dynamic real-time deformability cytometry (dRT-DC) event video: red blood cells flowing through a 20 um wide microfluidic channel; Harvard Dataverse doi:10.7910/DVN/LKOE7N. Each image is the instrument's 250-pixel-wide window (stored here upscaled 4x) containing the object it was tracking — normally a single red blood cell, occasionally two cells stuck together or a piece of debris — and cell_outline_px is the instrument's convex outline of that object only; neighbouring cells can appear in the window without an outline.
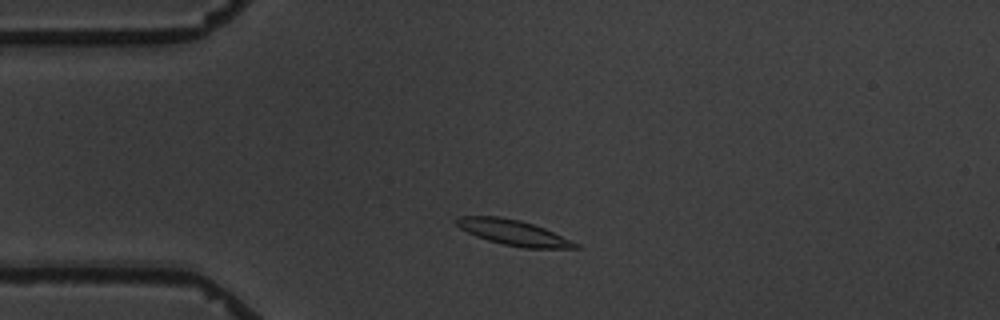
{"species": "common noctule bat (a hibernating species)", "species_latin": "Nyctalus noctula", "temperature_condition": "warm", "stored_images_in_passage": 3, "camera_frame_rate_fps": 3000, "um_per_image_px": 0.085, "animal": {"sex": "male", "body_mass_g": 19.5, "forearm_length_mm": 54.6}, "frame": {"image": 1, "passage_image": 2, "time_ms": 1.333, "image_size_px": [1000, 320], "cell_outline_px": [[580, 248], [524, 248], [504, 244], [488, 240], [476, 236], [460, 228], [452, 220], [460, 216], [500, 216], [520, 220], [544, 228], [572, 240], [580, 244]], "centroid_in_image_um": [43.63, 19.76], "position_along_channel_um": 41.4, "area_um2": 17.57}}